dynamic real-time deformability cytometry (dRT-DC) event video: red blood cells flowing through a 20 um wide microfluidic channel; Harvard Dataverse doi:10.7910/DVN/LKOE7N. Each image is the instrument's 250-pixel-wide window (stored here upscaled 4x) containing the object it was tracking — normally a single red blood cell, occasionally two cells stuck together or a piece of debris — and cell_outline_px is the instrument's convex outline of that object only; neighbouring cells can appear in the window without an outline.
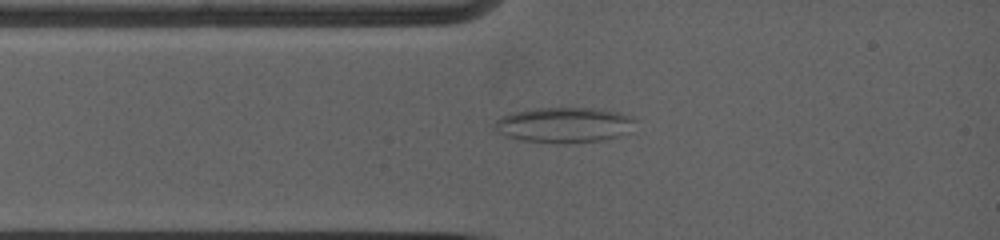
{"species": "common noctule bat (a hibernating species)", "species_latin": "Nyctalus noctula", "temperature_condition": "warm", "stored_images_in_passage": 7, "camera_frame_rate_fps": 5000, "um_per_image_px": 0.085, "animal": {"sex": "female", "body_mass_g": 19.0, "forearm_length_mm": 53.3}, "frame": {"image": 1, "passage_image": 3, "time_ms": 1.2, "image_size_px": [1000, 240], "cell_outline_px": [[636, 120], [628, 132], [620, 136], [604, 140], [560, 144], [524, 140], [504, 136], [492, 124], [500, 116], [512, 112], [536, 108], [592, 108], [620, 112], [632, 116]], "centroid_in_image_um": [47.96, 10.62], "position_along_channel_um": 37.0, "area_um2": 29.13}}
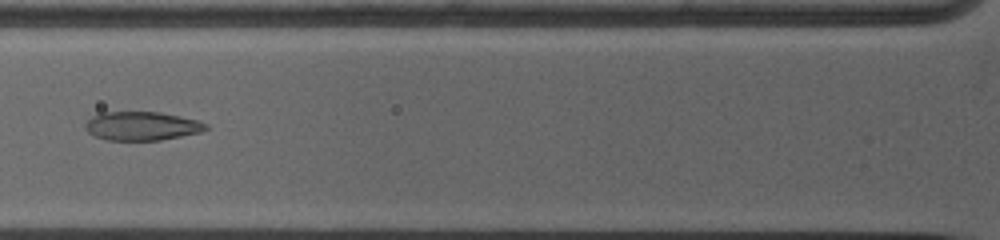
{"frame": {"image": 2, "passage_image": 6, "time_ms": 3.2, "image_size_px": [1000, 240], "cell_outline_px": [[208, 128], [200, 132], [160, 140], [108, 140], [96, 136], [88, 132], [84, 128], [84, 124], [92, 116], [104, 112], [160, 112], [180, 116], [196, 120], [208, 124]], "centroid_in_image_um": [12.04, 10.7], "position_along_channel_um": 113.8, "area_um2": 20.06}}